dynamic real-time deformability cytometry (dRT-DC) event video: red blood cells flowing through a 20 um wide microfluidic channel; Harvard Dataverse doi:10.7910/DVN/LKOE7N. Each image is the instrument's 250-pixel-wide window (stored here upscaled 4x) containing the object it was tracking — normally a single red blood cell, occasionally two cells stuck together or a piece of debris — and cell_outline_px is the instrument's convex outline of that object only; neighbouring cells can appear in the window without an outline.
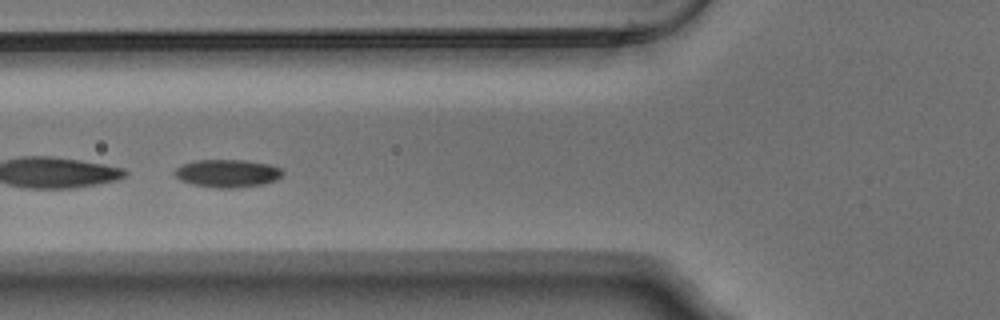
{"species": "Egyptian fruit bat (a non-hibernating species)", "species_latin": "Rousettus aegyptiacus", "temperature_condition": "warm", "stored_images_in_passage": 42, "segment_of_instrument_passage": [2, 2], "camera_frame_rate_fps": 3000, "um_per_image_px": 0.085, "animal": {"sex": "male"}, "frame": {"image": 1, "passage_image": 10, "time_ms": 3.0, "image_size_px": [1000, 320], "cell_outline_px": [[284, 172], [276, 180], [264, 184], [240, 188], [216, 188], [192, 184], [180, 180], [172, 172], [180, 164], [196, 160], [244, 160], [272, 164], [280, 168]], "centroid_in_image_um": [19.32, 14.73], "position_along_channel_um": 106.5, "area_um2": 17.8}}
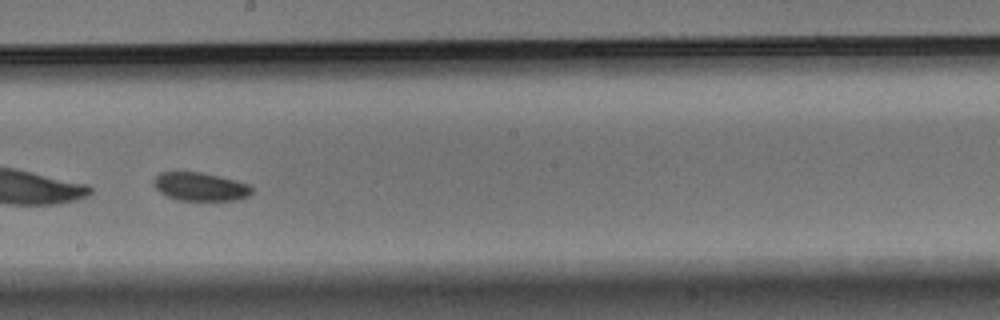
{"frame": {"image": 2, "passage_image": 20, "time_ms": 6.333, "image_size_px": [1000, 320], "cell_outline_px": [[252, 192], [248, 196], [240, 200], [176, 200], [160, 192], [152, 184], [152, 180], [160, 172], [204, 172], [252, 184]], "centroid_in_image_um": [17.05, 15.86], "position_along_channel_um": 231.2, "area_um2": 16.47}}
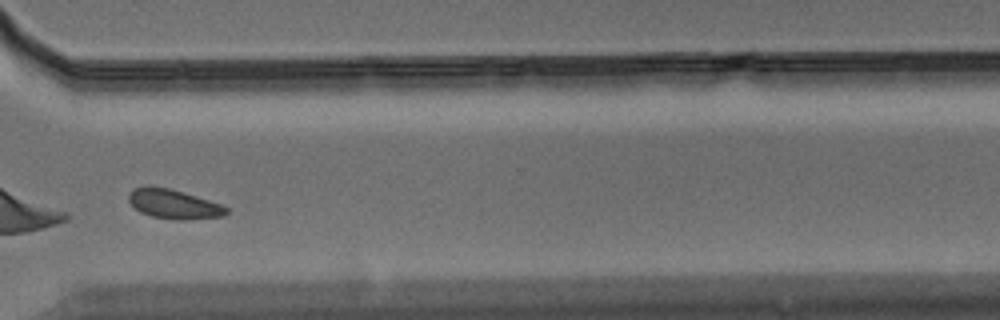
{"frame": {"image": 3, "passage_image": 30, "time_ms": 9.667, "image_size_px": [1000, 320], "cell_outline_px": [[228, 212], [224, 216], [184, 220], [176, 220], [152, 216], [140, 212], [128, 200], [128, 192], [132, 188], [148, 184], [168, 188], [196, 196], [220, 204], [228, 208]], "centroid_in_image_um": [14.72, 17.33], "position_along_channel_um": 355.9, "area_um2": 16.82}}